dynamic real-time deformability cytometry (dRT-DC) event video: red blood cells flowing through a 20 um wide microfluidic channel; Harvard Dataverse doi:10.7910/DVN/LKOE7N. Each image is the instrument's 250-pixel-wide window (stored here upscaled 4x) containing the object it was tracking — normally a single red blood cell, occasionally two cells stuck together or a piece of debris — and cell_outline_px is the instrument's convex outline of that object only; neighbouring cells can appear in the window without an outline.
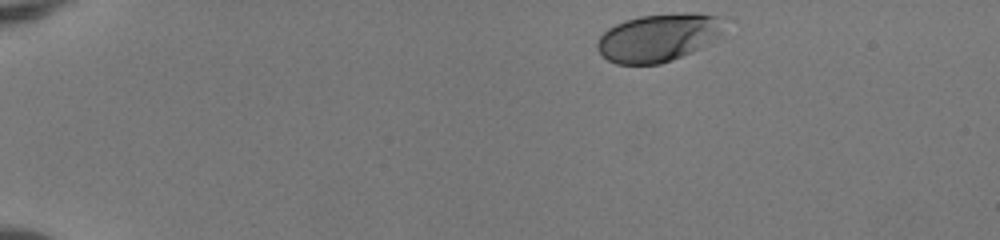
{"species": "human", "species_latin": "Homo sapiens", "temperature_condition": "room temperature", "stored_images_in_passage": 44, "camera_frame_rate_fps": 3000, "um_per_image_px": 0.085, "donor": {"sex": "female"}, "frame": {"image": 1, "passage_image": 1, "time_ms": 0.0, "image_size_px": [1000, 240], "cell_outline_px": [[724, 24], [720, 32], [716, 36], [700, 48], [692, 52], [672, 60], [660, 64], [616, 64], [608, 60], [596, 48], [596, 44], [600, 36], [608, 28], [624, 20], [640, 16], [684, 12], [696, 12], [716, 16], [724, 20]], "centroid_in_image_um": [55.92, 3.19], "position_along_channel_um": 29.1, "area_um2": 35.2}}
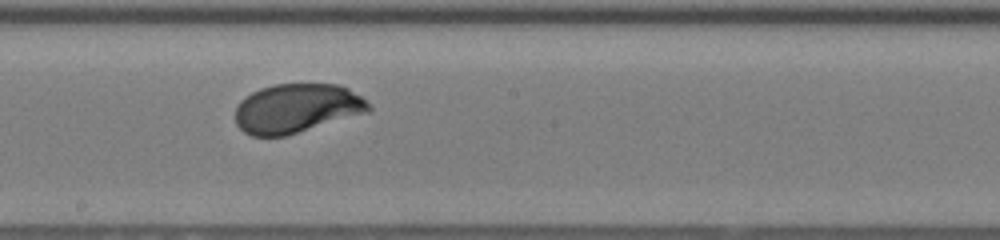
{"frame": {"image": 2, "passage_image": 23, "time_ms": 7.333, "image_size_px": [1000, 240], "cell_outline_px": [[372, 108], [368, 112], [284, 136], [252, 136], [244, 132], [236, 124], [236, 108], [240, 100], [252, 92], [260, 88], [276, 84], [340, 84], [348, 88], [360, 96]], "centroid_in_image_um": [25.19, 9.2], "position_along_channel_um": 223.0, "area_um2": 37.92}}
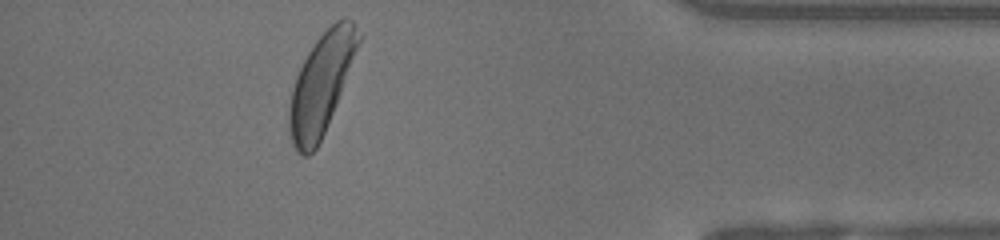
{"frame": {"image": 3, "passage_image": 39, "time_ms": 12.667, "image_size_px": [1000, 240], "cell_outline_px": [[360, 40], [340, 92], [324, 132], [316, 148], [308, 156], [304, 156], [292, 144], [288, 128], [288, 108], [292, 88], [296, 76], [308, 52], [316, 40], [336, 20], [344, 16], [352, 20], [360, 36]], "centroid_in_image_um": [27.26, 7.14], "position_along_channel_um": 407.9, "area_um2": 39.36}, "authors_computed_cell_mechanics": {"area_um2": 38.0035, "velocity_mm_per_s": 4.065, "shape_relaxation_time_tau1_ms": 2.0916, "shape_relaxation_time_tau2_ms": null, "deformation_change_tau1": 0.1346, "deformation_change_tau2": null}}